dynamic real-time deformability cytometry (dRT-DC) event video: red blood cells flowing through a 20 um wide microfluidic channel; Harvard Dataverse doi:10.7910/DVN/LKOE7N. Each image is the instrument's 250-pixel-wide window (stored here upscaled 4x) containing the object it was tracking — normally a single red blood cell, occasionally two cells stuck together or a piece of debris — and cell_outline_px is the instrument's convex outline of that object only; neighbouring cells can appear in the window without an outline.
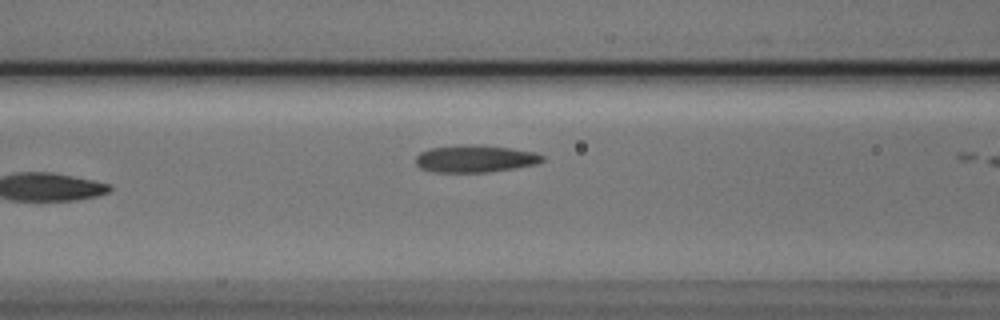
{"species": "Egyptian fruit bat (a non-hibernating species)", "species_latin": "Rousettus aegyptiacus", "temperature_condition": "cold", "stored_images_in_passage": 8, "segment_of_instrument_passage": [1, 2], "camera_frame_rate_fps": 3000, "um_per_image_px": 0.085, "animal": {"sex": "male"}, "frame": {"image": 1, "passage_image": 7, "time_ms": 2.0, "image_size_px": [1000, 320], "cell_outline_px": [[544, 160], [536, 164], [516, 168], [488, 172], [432, 172], [420, 168], [416, 164], [416, 156], [420, 152], [428, 148], [476, 144], [508, 148], [536, 152], [544, 156]], "centroid_in_image_um": [40.38, 13.5], "position_along_channel_um": 126.2, "area_um2": 20.11}}